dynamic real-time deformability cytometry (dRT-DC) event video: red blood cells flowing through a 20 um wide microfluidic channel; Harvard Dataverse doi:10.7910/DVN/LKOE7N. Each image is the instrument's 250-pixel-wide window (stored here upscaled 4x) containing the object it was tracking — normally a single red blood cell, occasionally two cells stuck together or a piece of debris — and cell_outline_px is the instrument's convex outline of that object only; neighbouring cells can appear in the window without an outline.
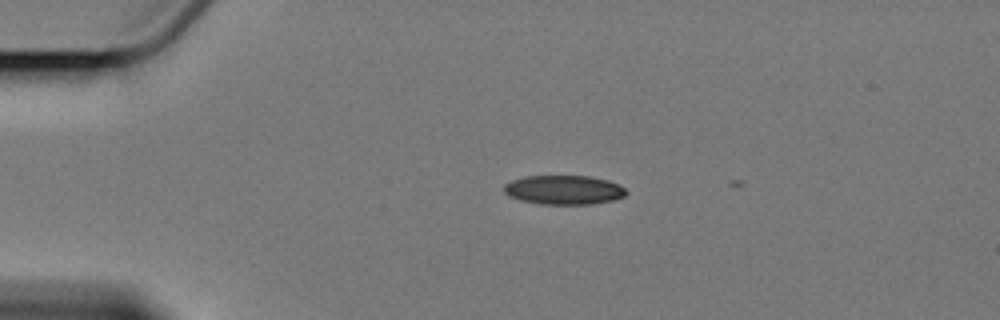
{"species": "Egyptian fruit bat (a non-hibernating species)", "species_latin": "Rousettus aegyptiacus", "temperature_condition": "cold", "stored_images_in_passage": 4, "camera_frame_rate_fps": 3000, "um_per_image_px": 0.085, "animal": {"sex": "female"}, "frame": {"image": 1, "passage_image": 2, "time_ms": 1.333, "image_size_px": [1000, 320], "cell_outline_px": [[628, 192], [624, 196], [612, 200], [592, 204], [540, 204], [520, 200], [508, 196], [504, 192], [504, 184], [512, 180], [528, 176], [588, 176], [608, 180], [620, 184]], "centroid_in_image_um": [47.93, 16.14], "position_along_channel_um": 37.1, "area_um2": 20.81}}